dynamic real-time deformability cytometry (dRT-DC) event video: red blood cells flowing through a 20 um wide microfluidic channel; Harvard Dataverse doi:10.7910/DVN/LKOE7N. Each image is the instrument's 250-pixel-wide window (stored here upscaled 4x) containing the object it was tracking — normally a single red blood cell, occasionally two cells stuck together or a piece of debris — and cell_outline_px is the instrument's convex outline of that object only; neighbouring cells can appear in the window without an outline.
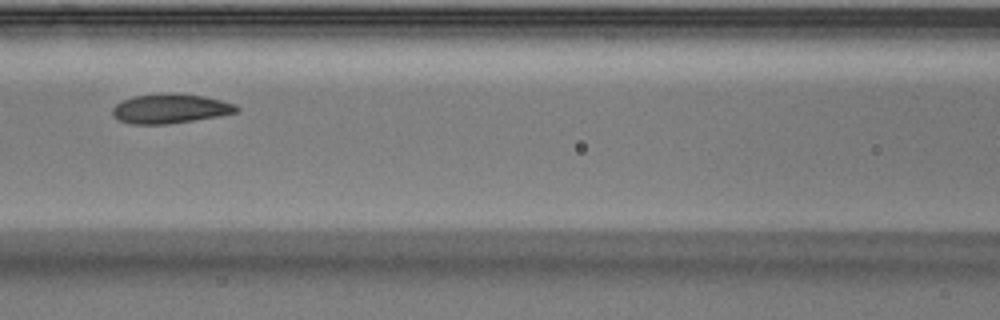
{"species": "Egyptian fruit bat (a non-hibernating species)", "species_latin": "Rousettus aegyptiacus", "temperature_condition": "warm", "stored_images_in_passage": 5, "camera_frame_rate_fps": 3000, "um_per_image_px": 0.085, "animal": {"sex": "male"}, "frame": {"image": 1, "passage_image": 5, "time_ms": 1.333, "image_size_px": [1000, 320], "cell_outline_px": [[240, 108], [236, 112], [220, 116], [168, 124], [132, 124], [116, 120], [112, 116], [112, 108], [116, 104], [132, 96], [204, 96], [236, 104]], "centroid_in_image_um": [14.45, 9.29], "position_along_channel_um": 152.2, "area_um2": 20.46}}